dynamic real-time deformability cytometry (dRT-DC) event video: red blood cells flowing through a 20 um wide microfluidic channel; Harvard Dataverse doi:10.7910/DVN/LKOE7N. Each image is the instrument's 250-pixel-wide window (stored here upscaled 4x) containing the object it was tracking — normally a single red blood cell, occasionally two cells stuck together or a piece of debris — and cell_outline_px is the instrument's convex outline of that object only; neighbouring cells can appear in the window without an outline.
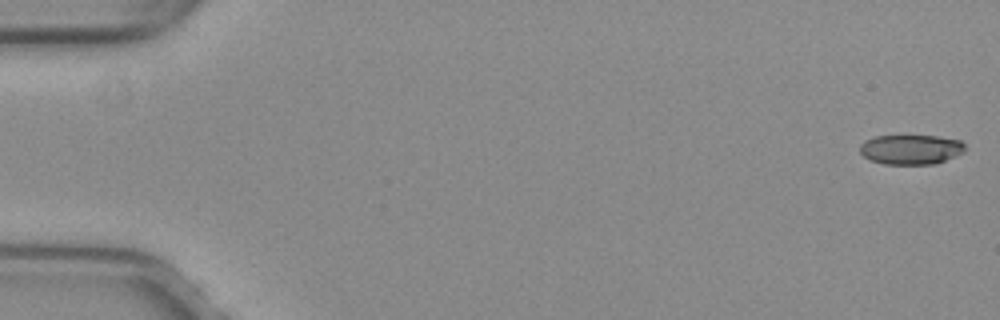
{"species": "common noctule bat (a hibernating species)", "species_latin": "Nyctalus noctula", "temperature_condition": "warm", "stored_images_in_passage": 52, "camera_frame_rate_fps": 3000, "um_per_image_px": 0.085, "animal": {"sex": "female", "body_mass_g": 29.2, "forearm_length_mm": 56.3}, "frame": {"image": 1, "passage_image": 1, "time_ms": 0.0, "image_size_px": [1000, 320], "cell_outline_px": [[964, 152], [956, 156], [936, 164], [884, 164], [868, 160], [860, 152], [860, 144], [864, 140], [876, 136], [936, 136], [960, 140], [964, 144]], "centroid_in_image_um": [77.41, 12.71], "position_along_channel_um": 7.6, "area_um2": 18.32}}
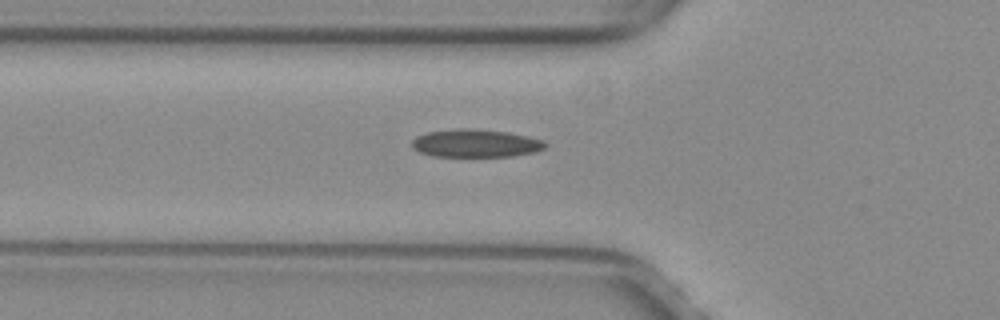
{"frame": {"image": 2, "passage_image": 19, "time_ms": 6.0, "image_size_px": [1000, 320], "cell_outline_px": [[548, 144], [544, 148], [536, 152], [512, 156], [432, 156], [420, 152], [412, 148], [412, 140], [416, 136], [428, 132], [460, 128], [472, 128], [508, 132], [528, 136], [544, 140]], "centroid_in_image_um": [40.45, 12.17], "position_along_channel_um": 85.4, "area_um2": 21.79}}
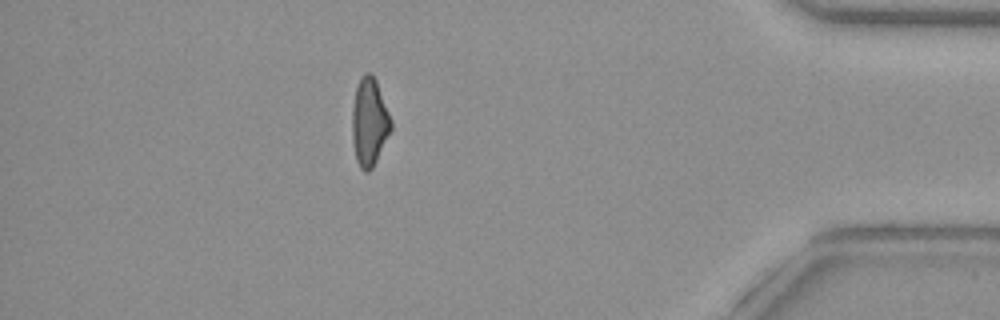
{"frame": {"image": 3, "passage_image": 46, "time_ms": 15.0, "image_size_px": [1000, 320], "cell_outline_px": [[392, 128], [372, 168], [368, 172], [364, 172], [360, 168], [356, 160], [352, 140], [352, 108], [356, 88], [360, 76], [364, 72], [368, 72], [376, 80], [392, 120]], "centroid_in_image_um": [31.38, 10.37], "position_along_channel_um": 403.8, "area_um2": 19.88}, "authors_computed_cell_mechanics": {"area_um2": 20.5768, "velocity_mm_per_s": 4.0229, "shape_relaxation_time_tau1_ms": null, "shape_relaxation_time_tau2_ms": 2.715, "deformation_change_tau1": null, "deformation_change_tau2": 0.0949}}